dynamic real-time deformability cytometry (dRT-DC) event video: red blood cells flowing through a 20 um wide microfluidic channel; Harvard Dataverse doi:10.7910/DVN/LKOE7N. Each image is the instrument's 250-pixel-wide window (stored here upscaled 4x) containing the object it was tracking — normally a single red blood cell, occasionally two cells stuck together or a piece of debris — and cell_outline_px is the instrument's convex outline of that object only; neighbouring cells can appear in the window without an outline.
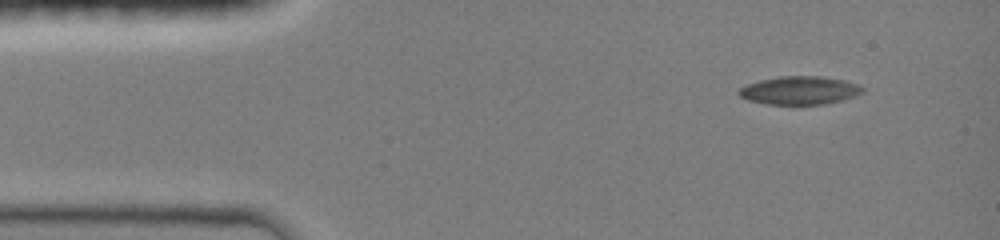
{"species": "common noctule bat (a hibernating species)", "species_latin": "Nyctalus noctula", "temperature_condition": "room temperature", "stored_images_in_passage": 4, "camera_frame_rate_fps": 3000, "um_per_image_px": 0.085, "animal": {"sex": "female", "body_mass_g": 19.0, "forearm_length_mm": 51.5}, "frame": {"image": 1, "passage_image": 1, "time_ms": 0.0, "image_size_px": [1000, 240], "cell_outline_px": [[864, 92], [856, 96], [844, 100], [824, 104], [768, 104], [748, 100], [740, 96], [736, 92], [740, 88], [748, 84], [760, 80], [780, 76], [824, 76], [844, 80], [856, 84], [864, 88]], "centroid_in_image_um": [67.99, 7.68], "position_along_channel_um": 17.0, "area_um2": 20.4}}
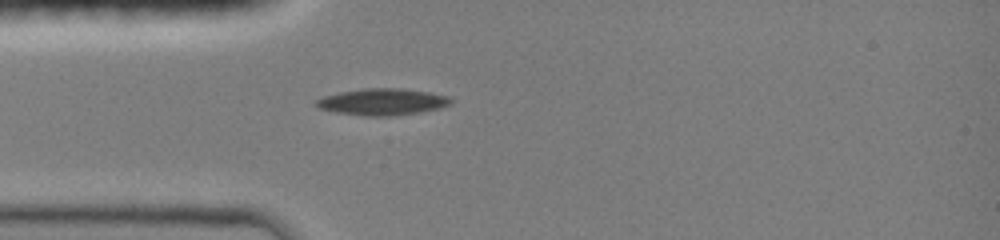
{"frame": {"image": 2, "passage_image": 4, "time_ms": 2.667, "image_size_px": [1000, 240], "cell_outline_px": [[452, 104], [440, 108], [416, 112], [388, 116], [368, 116], [336, 112], [320, 108], [316, 104], [316, 100], [324, 96], [340, 92], [364, 88], [400, 88], [428, 92], [448, 96], [452, 100]], "centroid_in_image_um": [32.52, 8.65], "position_along_channel_um": 52.5, "area_um2": 20.58}}